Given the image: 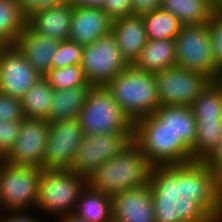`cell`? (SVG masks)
<instances>
[{"label": "cell", "instance_id": "1", "mask_svg": "<svg viewBox=\"0 0 222 222\" xmlns=\"http://www.w3.org/2000/svg\"><path fill=\"white\" fill-rule=\"evenodd\" d=\"M149 184L155 222L222 221L220 176L203 160L153 166Z\"/></svg>", "mask_w": 222, "mask_h": 222}, {"label": "cell", "instance_id": "2", "mask_svg": "<svg viewBox=\"0 0 222 222\" xmlns=\"http://www.w3.org/2000/svg\"><path fill=\"white\" fill-rule=\"evenodd\" d=\"M153 165L132 141L116 157L107 160L87 177V186L110 196L149 184Z\"/></svg>", "mask_w": 222, "mask_h": 222}, {"label": "cell", "instance_id": "3", "mask_svg": "<svg viewBox=\"0 0 222 222\" xmlns=\"http://www.w3.org/2000/svg\"><path fill=\"white\" fill-rule=\"evenodd\" d=\"M105 87L133 123L153 114L160 106L155 75L133 65H128Z\"/></svg>", "mask_w": 222, "mask_h": 222}, {"label": "cell", "instance_id": "4", "mask_svg": "<svg viewBox=\"0 0 222 222\" xmlns=\"http://www.w3.org/2000/svg\"><path fill=\"white\" fill-rule=\"evenodd\" d=\"M133 141L153 166H167L194 161L191 150L153 114L134 122Z\"/></svg>", "mask_w": 222, "mask_h": 222}, {"label": "cell", "instance_id": "5", "mask_svg": "<svg viewBox=\"0 0 222 222\" xmlns=\"http://www.w3.org/2000/svg\"><path fill=\"white\" fill-rule=\"evenodd\" d=\"M86 185V178L70 169L43 170L35 211L55 216V220L74 214L79 195Z\"/></svg>", "mask_w": 222, "mask_h": 222}, {"label": "cell", "instance_id": "6", "mask_svg": "<svg viewBox=\"0 0 222 222\" xmlns=\"http://www.w3.org/2000/svg\"><path fill=\"white\" fill-rule=\"evenodd\" d=\"M83 135L133 132L134 123L105 86H92L77 117Z\"/></svg>", "mask_w": 222, "mask_h": 222}, {"label": "cell", "instance_id": "7", "mask_svg": "<svg viewBox=\"0 0 222 222\" xmlns=\"http://www.w3.org/2000/svg\"><path fill=\"white\" fill-rule=\"evenodd\" d=\"M42 171L0 159V211L35 210Z\"/></svg>", "mask_w": 222, "mask_h": 222}, {"label": "cell", "instance_id": "8", "mask_svg": "<svg viewBox=\"0 0 222 222\" xmlns=\"http://www.w3.org/2000/svg\"><path fill=\"white\" fill-rule=\"evenodd\" d=\"M175 41L176 66L200 72L211 81L222 80L212 57L208 23L183 25Z\"/></svg>", "mask_w": 222, "mask_h": 222}, {"label": "cell", "instance_id": "9", "mask_svg": "<svg viewBox=\"0 0 222 222\" xmlns=\"http://www.w3.org/2000/svg\"><path fill=\"white\" fill-rule=\"evenodd\" d=\"M80 65L91 86H105L128 66L112 32L83 46Z\"/></svg>", "mask_w": 222, "mask_h": 222}, {"label": "cell", "instance_id": "10", "mask_svg": "<svg viewBox=\"0 0 222 222\" xmlns=\"http://www.w3.org/2000/svg\"><path fill=\"white\" fill-rule=\"evenodd\" d=\"M133 141V132L83 135L70 170L87 179L101 164L116 157Z\"/></svg>", "mask_w": 222, "mask_h": 222}, {"label": "cell", "instance_id": "11", "mask_svg": "<svg viewBox=\"0 0 222 222\" xmlns=\"http://www.w3.org/2000/svg\"><path fill=\"white\" fill-rule=\"evenodd\" d=\"M160 105L190 106L211 82L200 72L174 66L154 74Z\"/></svg>", "mask_w": 222, "mask_h": 222}, {"label": "cell", "instance_id": "12", "mask_svg": "<svg viewBox=\"0 0 222 222\" xmlns=\"http://www.w3.org/2000/svg\"><path fill=\"white\" fill-rule=\"evenodd\" d=\"M82 137L77 118L51 122L42 169H70Z\"/></svg>", "mask_w": 222, "mask_h": 222}, {"label": "cell", "instance_id": "13", "mask_svg": "<svg viewBox=\"0 0 222 222\" xmlns=\"http://www.w3.org/2000/svg\"><path fill=\"white\" fill-rule=\"evenodd\" d=\"M42 76L15 44L0 48V92L21 100Z\"/></svg>", "mask_w": 222, "mask_h": 222}, {"label": "cell", "instance_id": "14", "mask_svg": "<svg viewBox=\"0 0 222 222\" xmlns=\"http://www.w3.org/2000/svg\"><path fill=\"white\" fill-rule=\"evenodd\" d=\"M49 128L48 120L24 118L15 144L3 160L42 169Z\"/></svg>", "mask_w": 222, "mask_h": 222}, {"label": "cell", "instance_id": "15", "mask_svg": "<svg viewBox=\"0 0 222 222\" xmlns=\"http://www.w3.org/2000/svg\"><path fill=\"white\" fill-rule=\"evenodd\" d=\"M113 222H155L150 184L112 197Z\"/></svg>", "mask_w": 222, "mask_h": 222}, {"label": "cell", "instance_id": "16", "mask_svg": "<svg viewBox=\"0 0 222 222\" xmlns=\"http://www.w3.org/2000/svg\"><path fill=\"white\" fill-rule=\"evenodd\" d=\"M111 27L112 19L102 8L74 6L68 40L87 46L110 33Z\"/></svg>", "mask_w": 222, "mask_h": 222}, {"label": "cell", "instance_id": "17", "mask_svg": "<svg viewBox=\"0 0 222 222\" xmlns=\"http://www.w3.org/2000/svg\"><path fill=\"white\" fill-rule=\"evenodd\" d=\"M111 32L123 59L133 65L148 41L142 15L132 14L112 20Z\"/></svg>", "mask_w": 222, "mask_h": 222}, {"label": "cell", "instance_id": "18", "mask_svg": "<svg viewBox=\"0 0 222 222\" xmlns=\"http://www.w3.org/2000/svg\"><path fill=\"white\" fill-rule=\"evenodd\" d=\"M73 13L74 5L66 0L58 6L33 13L27 19V25L42 36L68 40Z\"/></svg>", "mask_w": 222, "mask_h": 222}, {"label": "cell", "instance_id": "19", "mask_svg": "<svg viewBox=\"0 0 222 222\" xmlns=\"http://www.w3.org/2000/svg\"><path fill=\"white\" fill-rule=\"evenodd\" d=\"M60 41L34 32L28 25L17 38L15 45L28 63L44 77L52 69V59Z\"/></svg>", "mask_w": 222, "mask_h": 222}, {"label": "cell", "instance_id": "20", "mask_svg": "<svg viewBox=\"0 0 222 222\" xmlns=\"http://www.w3.org/2000/svg\"><path fill=\"white\" fill-rule=\"evenodd\" d=\"M153 115L190 149L196 139V119L190 106L160 105Z\"/></svg>", "mask_w": 222, "mask_h": 222}, {"label": "cell", "instance_id": "21", "mask_svg": "<svg viewBox=\"0 0 222 222\" xmlns=\"http://www.w3.org/2000/svg\"><path fill=\"white\" fill-rule=\"evenodd\" d=\"M133 66L153 74L176 66L175 39H148Z\"/></svg>", "mask_w": 222, "mask_h": 222}, {"label": "cell", "instance_id": "22", "mask_svg": "<svg viewBox=\"0 0 222 222\" xmlns=\"http://www.w3.org/2000/svg\"><path fill=\"white\" fill-rule=\"evenodd\" d=\"M91 87V85H82L61 90L53 89L48 121L51 123L77 118L84 107L87 94Z\"/></svg>", "mask_w": 222, "mask_h": 222}, {"label": "cell", "instance_id": "23", "mask_svg": "<svg viewBox=\"0 0 222 222\" xmlns=\"http://www.w3.org/2000/svg\"><path fill=\"white\" fill-rule=\"evenodd\" d=\"M74 214L86 222H113L112 198L86 185L79 195Z\"/></svg>", "mask_w": 222, "mask_h": 222}, {"label": "cell", "instance_id": "24", "mask_svg": "<svg viewBox=\"0 0 222 222\" xmlns=\"http://www.w3.org/2000/svg\"><path fill=\"white\" fill-rule=\"evenodd\" d=\"M160 8L173 14L183 25L207 23L214 13L213 0H161Z\"/></svg>", "mask_w": 222, "mask_h": 222}, {"label": "cell", "instance_id": "25", "mask_svg": "<svg viewBox=\"0 0 222 222\" xmlns=\"http://www.w3.org/2000/svg\"><path fill=\"white\" fill-rule=\"evenodd\" d=\"M190 108L196 122L222 121V80L211 81Z\"/></svg>", "mask_w": 222, "mask_h": 222}, {"label": "cell", "instance_id": "26", "mask_svg": "<svg viewBox=\"0 0 222 222\" xmlns=\"http://www.w3.org/2000/svg\"><path fill=\"white\" fill-rule=\"evenodd\" d=\"M53 88L41 77L21 99L24 118L48 120Z\"/></svg>", "mask_w": 222, "mask_h": 222}, {"label": "cell", "instance_id": "27", "mask_svg": "<svg viewBox=\"0 0 222 222\" xmlns=\"http://www.w3.org/2000/svg\"><path fill=\"white\" fill-rule=\"evenodd\" d=\"M26 25V16L16 0H0V43L2 45L15 44Z\"/></svg>", "mask_w": 222, "mask_h": 222}, {"label": "cell", "instance_id": "28", "mask_svg": "<svg viewBox=\"0 0 222 222\" xmlns=\"http://www.w3.org/2000/svg\"><path fill=\"white\" fill-rule=\"evenodd\" d=\"M148 39H175L183 24L169 12L153 9L141 14Z\"/></svg>", "mask_w": 222, "mask_h": 222}, {"label": "cell", "instance_id": "29", "mask_svg": "<svg viewBox=\"0 0 222 222\" xmlns=\"http://www.w3.org/2000/svg\"><path fill=\"white\" fill-rule=\"evenodd\" d=\"M222 135V121L197 122L196 139L191 150L194 160H204L217 146Z\"/></svg>", "mask_w": 222, "mask_h": 222}, {"label": "cell", "instance_id": "30", "mask_svg": "<svg viewBox=\"0 0 222 222\" xmlns=\"http://www.w3.org/2000/svg\"><path fill=\"white\" fill-rule=\"evenodd\" d=\"M44 78L54 90L90 85L84 77L80 64H73L64 68H52Z\"/></svg>", "mask_w": 222, "mask_h": 222}, {"label": "cell", "instance_id": "31", "mask_svg": "<svg viewBox=\"0 0 222 222\" xmlns=\"http://www.w3.org/2000/svg\"><path fill=\"white\" fill-rule=\"evenodd\" d=\"M83 46L70 40L60 41L52 59V68H64L73 64H80Z\"/></svg>", "mask_w": 222, "mask_h": 222}, {"label": "cell", "instance_id": "32", "mask_svg": "<svg viewBox=\"0 0 222 222\" xmlns=\"http://www.w3.org/2000/svg\"><path fill=\"white\" fill-rule=\"evenodd\" d=\"M207 23L213 61L215 67L222 73V13L214 12Z\"/></svg>", "mask_w": 222, "mask_h": 222}, {"label": "cell", "instance_id": "33", "mask_svg": "<svg viewBox=\"0 0 222 222\" xmlns=\"http://www.w3.org/2000/svg\"><path fill=\"white\" fill-rule=\"evenodd\" d=\"M21 128V121L0 122V159H3L15 144Z\"/></svg>", "mask_w": 222, "mask_h": 222}, {"label": "cell", "instance_id": "34", "mask_svg": "<svg viewBox=\"0 0 222 222\" xmlns=\"http://www.w3.org/2000/svg\"><path fill=\"white\" fill-rule=\"evenodd\" d=\"M23 119L21 100L0 92V122L7 120L22 121Z\"/></svg>", "mask_w": 222, "mask_h": 222}, {"label": "cell", "instance_id": "35", "mask_svg": "<svg viewBox=\"0 0 222 222\" xmlns=\"http://www.w3.org/2000/svg\"><path fill=\"white\" fill-rule=\"evenodd\" d=\"M101 8L112 20L134 14L131 0H104Z\"/></svg>", "mask_w": 222, "mask_h": 222}, {"label": "cell", "instance_id": "36", "mask_svg": "<svg viewBox=\"0 0 222 222\" xmlns=\"http://www.w3.org/2000/svg\"><path fill=\"white\" fill-rule=\"evenodd\" d=\"M22 13L28 19L33 13L58 6L66 0H16Z\"/></svg>", "mask_w": 222, "mask_h": 222}, {"label": "cell", "instance_id": "37", "mask_svg": "<svg viewBox=\"0 0 222 222\" xmlns=\"http://www.w3.org/2000/svg\"><path fill=\"white\" fill-rule=\"evenodd\" d=\"M33 215L29 210L0 211V222H44L42 217Z\"/></svg>", "mask_w": 222, "mask_h": 222}, {"label": "cell", "instance_id": "38", "mask_svg": "<svg viewBox=\"0 0 222 222\" xmlns=\"http://www.w3.org/2000/svg\"><path fill=\"white\" fill-rule=\"evenodd\" d=\"M206 165L219 176L222 175V135L217 146L203 160Z\"/></svg>", "mask_w": 222, "mask_h": 222}, {"label": "cell", "instance_id": "39", "mask_svg": "<svg viewBox=\"0 0 222 222\" xmlns=\"http://www.w3.org/2000/svg\"><path fill=\"white\" fill-rule=\"evenodd\" d=\"M134 14H142L160 7L161 0H131Z\"/></svg>", "mask_w": 222, "mask_h": 222}, {"label": "cell", "instance_id": "40", "mask_svg": "<svg viewBox=\"0 0 222 222\" xmlns=\"http://www.w3.org/2000/svg\"><path fill=\"white\" fill-rule=\"evenodd\" d=\"M74 6L102 7L104 0H68Z\"/></svg>", "mask_w": 222, "mask_h": 222}, {"label": "cell", "instance_id": "41", "mask_svg": "<svg viewBox=\"0 0 222 222\" xmlns=\"http://www.w3.org/2000/svg\"><path fill=\"white\" fill-rule=\"evenodd\" d=\"M56 219L57 222H86L85 220L78 218L75 214L64 215Z\"/></svg>", "mask_w": 222, "mask_h": 222}, {"label": "cell", "instance_id": "42", "mask_svg": "<svg viewBox=\"0 0 222 222\" xmlns=\"http://www.w3.org/2000/svg\"><path fill=\"white\" fill-rule=\"evenodd\" d=\"M214 12L222 13V0H213Z\"/></svg>", "mask_w": 222, "mask_h": 222}, {"label": "cell", "instance_id": "43", "mask_svg": "<svg viewBox=\"0 0 222 222\" xmlns=\"http://www.w3.org/2000/svg\"><path fill=\"white\" fill-rule=\"evenodd\" d=\"M220 185H221V190H222V175L220 176Z\"/></svg>", "mask_w": 222, "mask_h": 222}]
</instances>
